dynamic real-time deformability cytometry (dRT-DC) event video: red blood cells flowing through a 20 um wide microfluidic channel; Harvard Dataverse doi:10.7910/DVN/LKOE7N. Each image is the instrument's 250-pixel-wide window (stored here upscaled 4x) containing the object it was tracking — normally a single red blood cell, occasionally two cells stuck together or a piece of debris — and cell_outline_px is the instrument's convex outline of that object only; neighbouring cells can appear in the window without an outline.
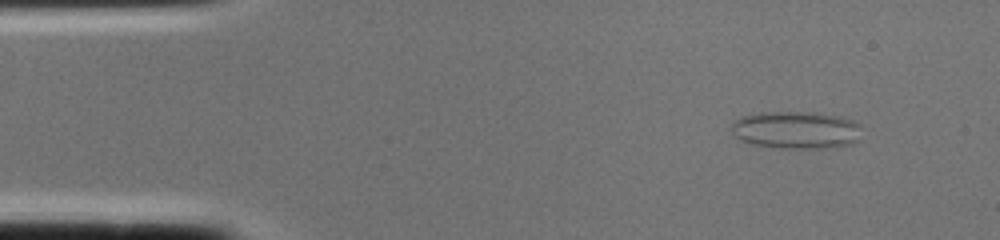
{"species": "common noctule bat (a hibernating species)", "species_latin": "Nyctalus noctula", "temperature_condition": "cold", "stored_images_in_passage": 1, "camera_frame_rate_fps": 3000, "um_per_image_px": 0.085, "animal": {"sex": "female", "body_mass_g": 22.0, "forearm_length_mm": 56.7}, "frame": {"image": 1, "passage_image": 1, "time_ms": 0.0, "image_size_px": [1000, 240], "cell_outline_px": [[860, 140], [852, 144], [824, 148], [780, 148], [752, 144], [740, 140], [732, 136], [728, 128], [740, 116], [760, 112], [820, 112], [840, 116], [852, 120], [860, 124]], "centroid_in_image_um": [67.64, 11.04], "position_along_channel_um": 17.4, "area_um2": 29.07}}